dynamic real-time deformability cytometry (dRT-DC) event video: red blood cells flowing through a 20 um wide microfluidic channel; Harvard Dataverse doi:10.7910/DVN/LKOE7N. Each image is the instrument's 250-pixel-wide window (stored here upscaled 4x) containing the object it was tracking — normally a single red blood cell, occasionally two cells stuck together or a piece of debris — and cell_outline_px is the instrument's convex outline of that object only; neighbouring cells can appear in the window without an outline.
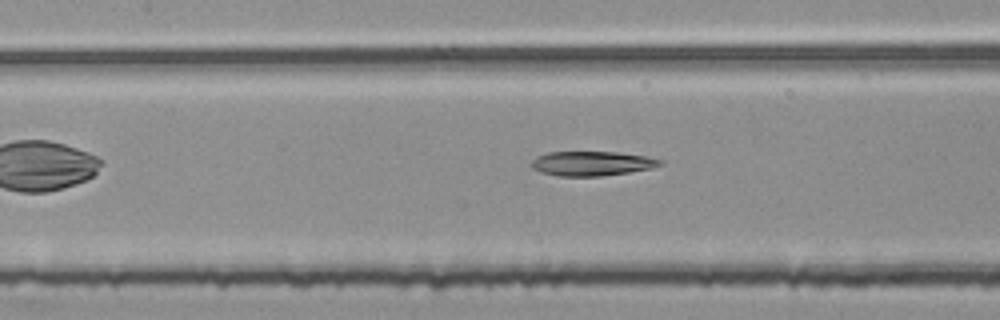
{"species": "common noctule bat (a hibernating species)", "species_latin": "Nyctalus noctula", "temperature_condition": "room temperature", "stored_images_in_passage": 23, "camera_frame_rate_fps": 3000, "um_per_image_px": 0.085, "animal": {"sex": "female", "body_mass_g": 25.1}, "frame": {"image": 1, "passage_image": 17, "time_ms": 5.333, "image_size_px": [1000, 320], "cell_outline_px": [[664, 164], [652, 168], [628, 172], [600, 176], [556, 176], [540, 172], [532, 168], [528, 164], [536, 156], [548, 152], [616, 152], [644, 156], [664, 160]], "centroid_in_image_um": [50.27, 13.9], "position_along_channel_um": 157.1, "area_um2": 18.5}}
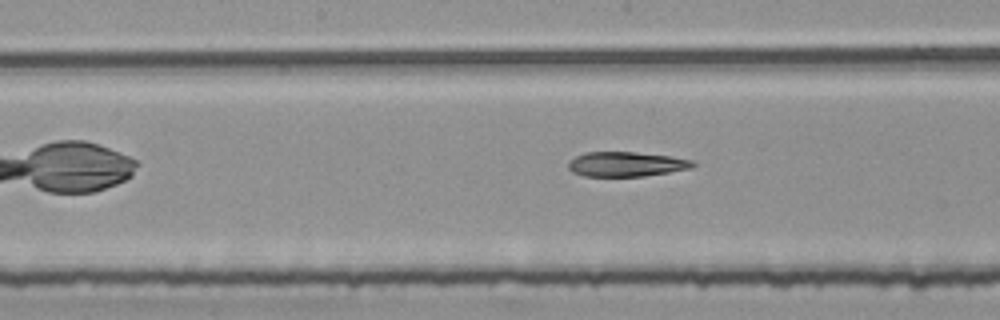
{"frame": {"image": 2, "passage_image": 20, "time_ms": 6.333, "image_size_px": [1000, 320], "cell_outline_px": [[696, 164], [692, 168], [644, 176], [584, 176], [572, 172], [568, 168], [568, 164], [576, 156], [584, 152], [636, 152], [672, 156], [692, 160]], "centroid_in_image_um": [53.24, 13.95], "position_along_channel_um": 195.0, "area_um2": 17.92}}